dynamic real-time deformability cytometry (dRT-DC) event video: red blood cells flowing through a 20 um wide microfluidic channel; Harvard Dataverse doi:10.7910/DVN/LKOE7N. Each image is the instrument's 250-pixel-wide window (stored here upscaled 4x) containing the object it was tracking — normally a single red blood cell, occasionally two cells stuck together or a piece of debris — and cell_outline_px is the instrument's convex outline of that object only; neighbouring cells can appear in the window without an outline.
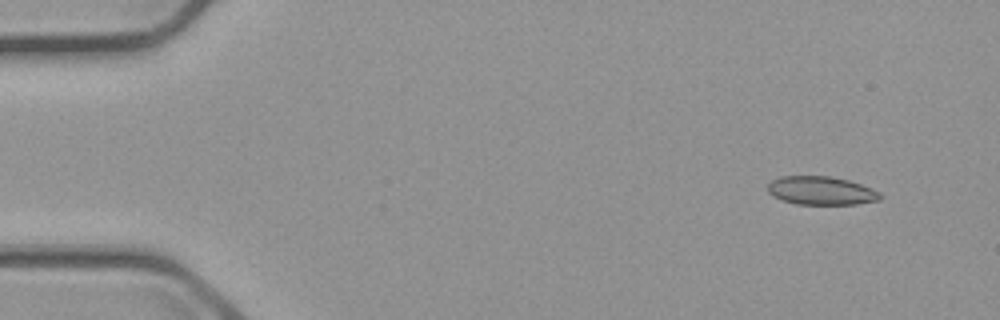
{"species": "common noctule bat (a hibernating species)", "species_latin": "Nyctalus noctula", "temperature_condition": "cold", "stored_images_in_passage": 4, "camera_frame_rate_fps": 3000, "um_per_image_px": 0.085, "animal": {"sex": "male", "body_mass_g": 23.1, "forearm_length_mm": 52.7}, "frame": {"image": 1, "passage_image": 2, "time_ms": 1.0, "image_size_px": [1000, 320], "cell_outline_px": [[884, 196], [880, 200], [856, 204], [796, 204], [772, 196], [768, 192], [768, 184], [772, 180], [780, 176], [832, 176], [848, 180], [872, 188], [880, 192]], "centroid_in_image_um": [69.82, 16.2], "position_along_channel_um": 15.2, "area_um2": 18.73}}